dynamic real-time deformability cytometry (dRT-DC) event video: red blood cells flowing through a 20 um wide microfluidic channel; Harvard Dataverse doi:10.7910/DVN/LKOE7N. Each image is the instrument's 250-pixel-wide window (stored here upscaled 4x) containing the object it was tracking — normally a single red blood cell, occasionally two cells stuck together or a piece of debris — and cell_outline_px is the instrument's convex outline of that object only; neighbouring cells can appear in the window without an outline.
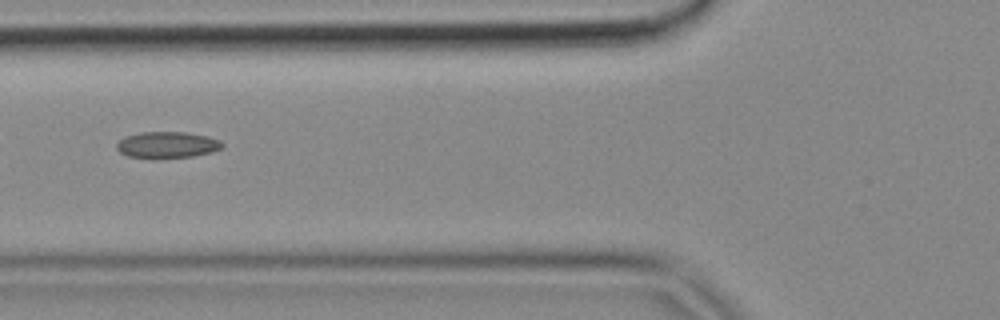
{"species": "common noctule bat (a hibernating species)", "species_latin": "Nyctalus noctula", "temperature_condition": "cold", "stored_images_in_passage": 6, "camera_frame_rate_fps": 3000, "um_per_image_px": 0.085, "animal": {"sex": "female", "body_mass_g": 18.4}, "frame": {"image": 1, "passage_image": 4, "time_ms": 1.0, "image_size_px": [1000, 320], "cell_outline_px": [[224, 144], [220, 148], [212, 152], [192, 156], [128, 156], [120, 152], [116, 148], [116, 144], [124, 136], [140, 132], [188, 132], [208, 136], [220, 140]], "centroid_in_image_um": [14.23, 12.27], "position_along_channel_um": 111.6, "area_um2": 15.72}}